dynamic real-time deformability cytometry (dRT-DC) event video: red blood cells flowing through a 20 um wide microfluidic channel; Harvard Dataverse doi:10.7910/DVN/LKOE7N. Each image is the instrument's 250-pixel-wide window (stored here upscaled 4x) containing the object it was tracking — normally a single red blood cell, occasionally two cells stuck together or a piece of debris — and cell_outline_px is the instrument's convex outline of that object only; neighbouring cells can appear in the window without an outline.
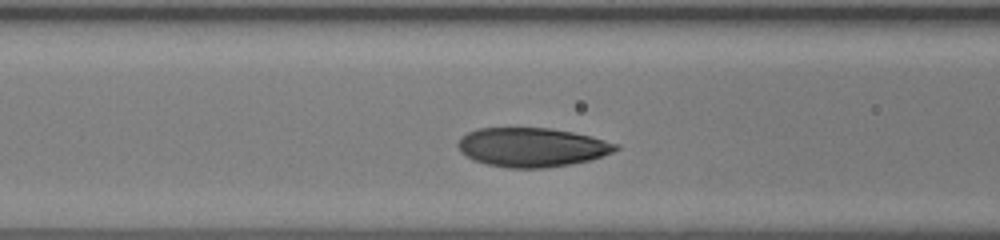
{"species": "human", "species_latin": "Homo sapiens", "temperature_condition": "room temperature", "stored_images_in_passage": 26, "camera_frame_rate_fps": 3000, "um_per_image_px": 0.085, "donor": {"sex": "female"}, "frame": {"image": 1, "passage_image": 5, "time_ms": 1.333, "image_size_px": [1000, 240], "cell_outline_px": [[620, 148], [612, 152], [588, 160], [572, 164], [544, 168], [508, 168], [488, 164], [472, 160], [460, 152], [456, 144], [460, 136], [476, 128], [548, 128], [572, 132], [592, 136], [620, 144]], "centroid_in_image_um": [45.18, 12.51], "position_along_channel_um": 121.4, "area_um2": 36.13}}
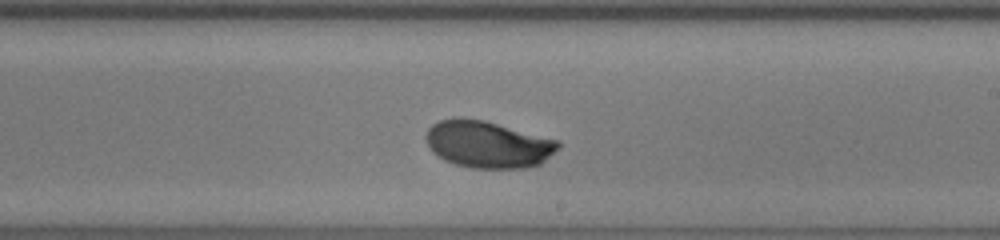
{"frame": {"image": 2, "passage_image": 14, "time_ms": 4.333, "image_size_px": [1000, 240], "cell_outline_px": [[560, 148], [540, 164], [524, 168], [472, 168], [456, 164], [444, 160], [432, 152], [424, 136], [428, 128], [432, 124], [440, 120], [452, 116], [456, 116], [484, 120], [560, 140]], "centroid_in_image_um": [41.46, 12.25], "position_along_channel_um": 247.5, "area_um2": 36.59}}
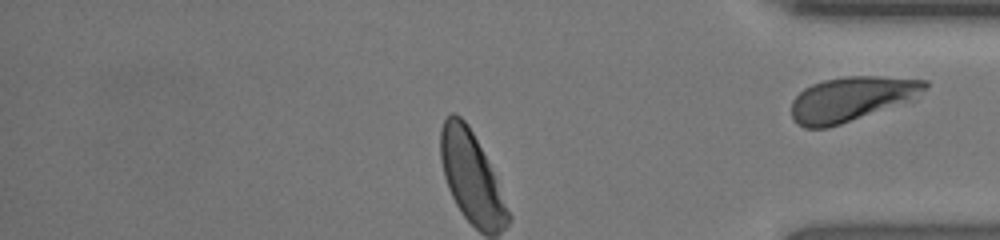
{"frame": {"image": 3, "passage_image": 26, "time_ms": 8.333, "image_size_px": [1000, 240], "cell_outline_px": [[928, 88], [916, 100], [828, 128], [804, 128], [796, 124], [792, 116], [792, 100], [804, 88], [812, 84], [824, 80], [844, 76], [880, 76], [928, 80]], "centroid_in_image_um": [72.43, 8.41], "position_along_channel_um": 362.8, "area_um2": 35.26}}